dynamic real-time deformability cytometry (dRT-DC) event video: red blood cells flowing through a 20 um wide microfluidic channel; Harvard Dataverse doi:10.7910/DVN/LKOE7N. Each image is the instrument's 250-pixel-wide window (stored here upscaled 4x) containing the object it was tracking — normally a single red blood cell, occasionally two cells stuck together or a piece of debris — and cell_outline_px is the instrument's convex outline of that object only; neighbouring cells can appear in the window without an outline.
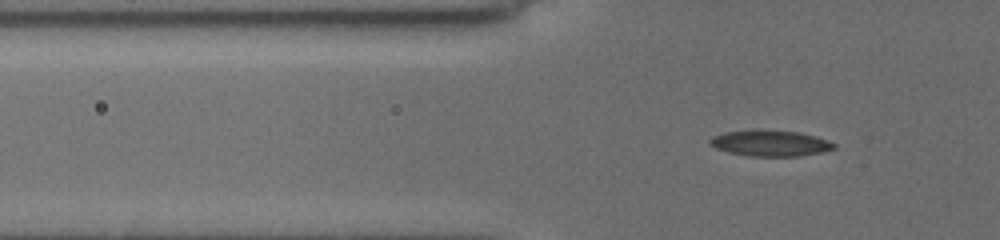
{"species": "common noctule bat (a hibernating species)", "species_latin": "Nyctalus noctula", "temperature_condition": "cold", "stored_images_in_passage": 42, "camera_frame_rate_fps": 3000, "um_per_image_px": 0.085, "animal": {"sex": "female", "body_mass_g": 19.5, "forearm_length_mm": 54.1}, "frame": {"image": 1, "passage_image": 7, "time_ms": 2.0, "image_size_px": [1000, 240], "cell_outline_px": [[836, 148], [824, 152], [800, 156], [748, 156], [728, 152], [716, 148], [708, 144], [708, 140], [712, 136], [724, 132], [756, 128], [800, 132], [816, 136], [828, 140], [836, 144]], "centroid_in_image_um": [65.46, 12.15], "position_along_channel_um": 60.3, "area_um2": 19.36}}
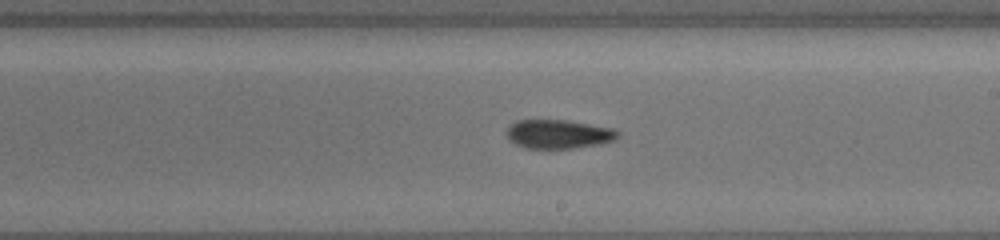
{"frame": {"image": 2, "passage_image": 22, "time_ms": 7.0, "image_size_px": [1000, 240], "cell_outline_px": [[620, 136], [616, 140], [600, 144], [572, 148], [524, 148], [508, 140], [508, 124], [516, 120], [568, 120], [612, 128], [620, 132]], "centroid_in_image_um": [47.49, 11.39], "position_along_channel_um": 241.5, "area_um2": 18.84}}
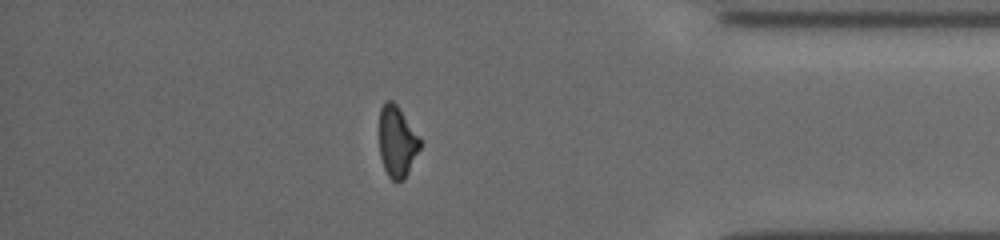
{"frame": {"image": 3, "passage_image": 36, "time_ms": 11.667, "image_size_px": [1000, 240], "cell_outline_px": [[420, 148], [404, 180], [392, 180], [388, 176], [384, 168], [380, 156], [380, 108], [384, 100], [392, 100], [396, 104], [420, 136]], "centroid_in_image_um": [33.75, 12.01], "position_along_channel_um": 401.5, "area_um2": 16.82}}